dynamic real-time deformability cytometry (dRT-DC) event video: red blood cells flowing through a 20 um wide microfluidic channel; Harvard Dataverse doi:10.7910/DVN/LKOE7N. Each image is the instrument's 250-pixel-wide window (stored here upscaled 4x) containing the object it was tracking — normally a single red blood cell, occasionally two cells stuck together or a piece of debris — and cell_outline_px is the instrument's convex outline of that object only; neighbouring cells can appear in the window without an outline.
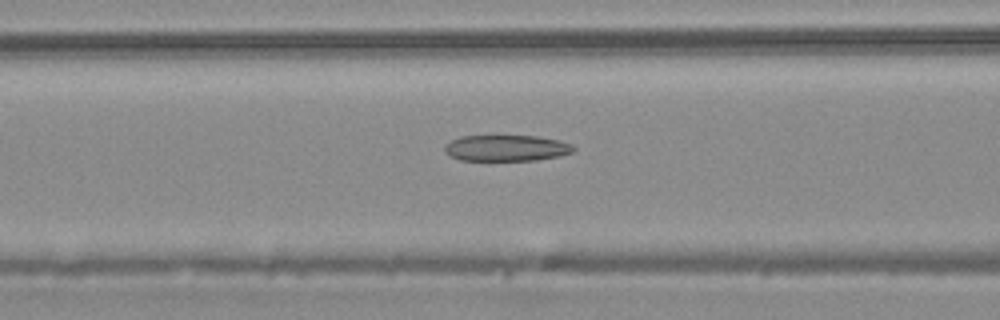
{"species": "common noctule bat (a hibernating species)", "species_latin": "Nyctalus noctula", "temperature_condition": "warm", "stored_images_in_passage": 30, "camera_frame_rate_fps": 3000, "um_per_image_px": 0.085, "animal": {"sex": "male", "body_mass_g": 20.4}, "frame": {"image": 1, "passage_image": 8, "time_ms": 2.333, "image_size_px": [1000, 320], "cell_outline_px": [[576, 148], [572, 152], [560, 156], [536, 160], [460, 160], [444, 152], [444, 144], [460, 136], [536, 136], [560, 140], [572, 144]], "centroid_in_image_um": [43.05, 12.58], "position_along_channel_um": 123.5, "area_um2": 19.65}}
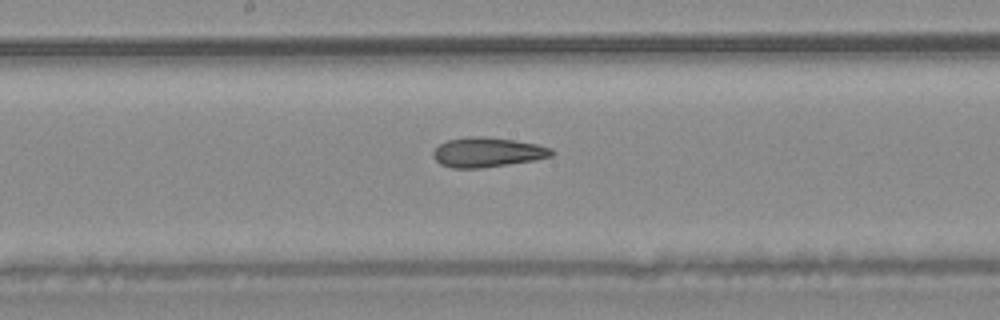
{"frame": {"image": 2, "passage_image": 14, "time_ms": 4.333, "image_size_px": [1000, 320], "cell_outline_px": [[556, 152], [552, 156], [532, 160], [508, 164], [480, 168], [452, 168], [440, 164], [432, 156], [432, 152], [440, 144], [448, 140], [468, 136], [484, 136], [512, 140], [536, 144], [552, 148]], "centroid_in_image_um": [41.41, 12.94], "position_along_channel_um": 206.8, "area_um2": 20.4}}
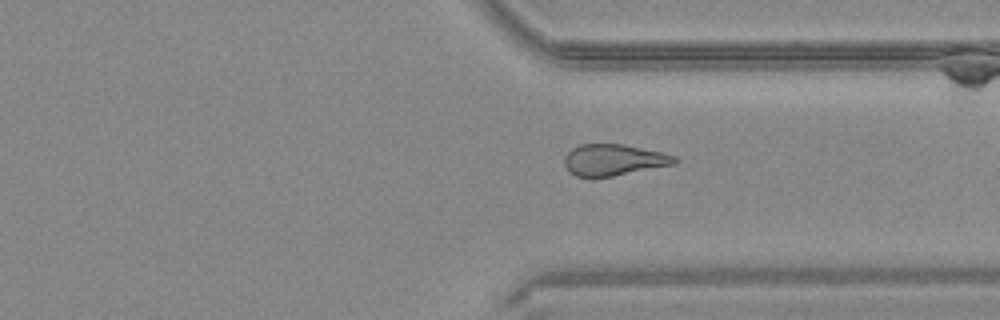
{"frame": {"image": 3, "passage_image": 25, "time_ms": 8.0, "image_size_px": [1000, 320], "cell_outline_px": [[680, 160], [676, 164], [592, 180], [576, 176], [568, 172], [564, 164], [564, 156], [572, 148], [580, 144], [624, 144], [660, 152], [676, 156]], "centroid_in_image_um": [52.12, 13.62], "position_along_channel_um": 359.3, "area_um2": 20.69}}